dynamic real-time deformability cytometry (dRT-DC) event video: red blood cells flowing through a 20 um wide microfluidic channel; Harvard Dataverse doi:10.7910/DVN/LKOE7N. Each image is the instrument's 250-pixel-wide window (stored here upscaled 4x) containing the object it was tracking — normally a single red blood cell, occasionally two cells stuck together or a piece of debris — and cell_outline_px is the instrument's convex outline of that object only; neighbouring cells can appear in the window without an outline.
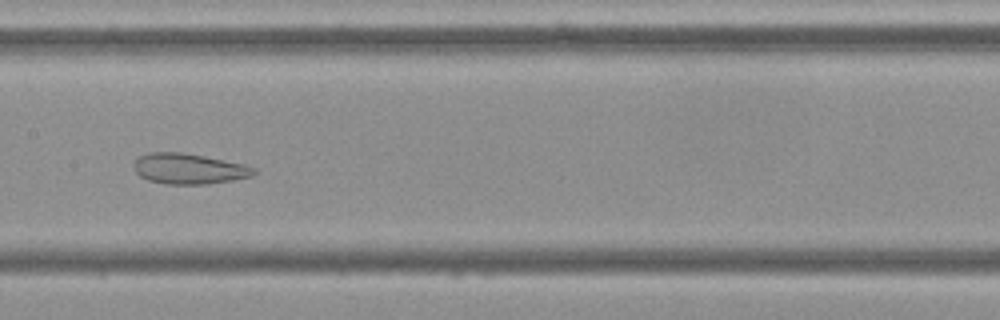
{"species": "Egyptian fruit bat (a non-hibernating species)", "species_latin": "Rousettus aegyptiacus", "temperature_condition": "cold", "stored_images_in_passage": 49, "camera_frame_rate_fps": 3000, "um_per_image_px": 0.085, "frame": {"image": 1, "passage_image": 22, "time_ms": 7.0, "image_size_px": [1000, 320], "cell_outline_px": [[256, 172], [252, 176], [232, 180], [208, 184], [164, 184], [148, 180], [140, 176], [132, 168], [132, 164], [140, 156], [148, 152], [180, 152], [204, 156], [244, 164], [256, 168]], "centroid_in_image_um": [16.03, 14.34], "position_along_channel_um": 191.4, "area_um2": 21.44}}
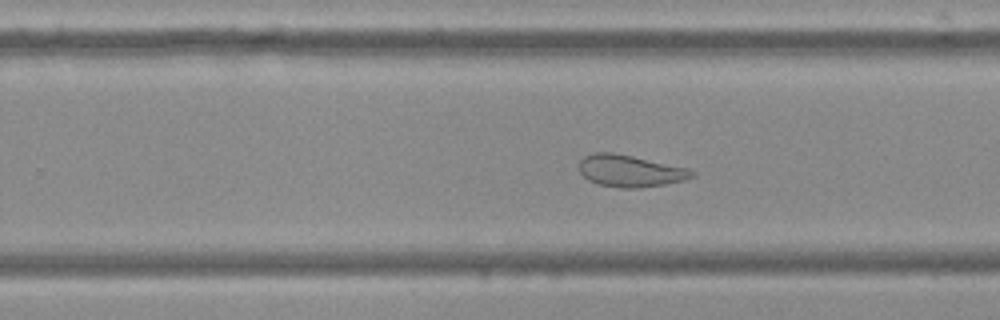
{"frame": {"image": 2, "passage_image": 29, "time_ms": 9.333, "image_size_px": [1000, 320], "cell_outline_px": [[696, 176], [684, 180], [664, 184], [640, 188], [620, 188], [596, 184], [588, 180], [580, 172], [580, 160], [584, 156], [592, 152], [612, 152], [632, 156], [688, 168], [696, 172]], "centroid_in_image_um": [53.56, 14.53], "position_along_channel_um": 276.2, "area_um2": 21.04}}
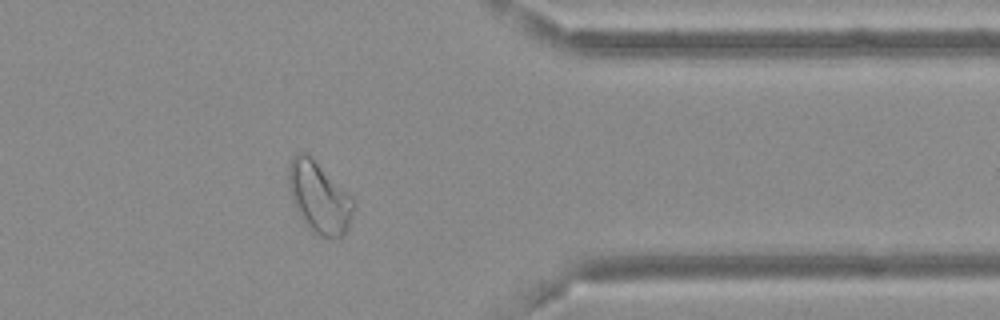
{"frame": {"image": 3, "passage_image": 39, "time_ms": 12.667, "image_size_px": [1000, 320], "cell_outline_px": [[356, 204], [348, 228], [344, 236], [320, 236], [312, 232], [304, 224], [292, 200], [288, 188], [288, 168], [292, 156], [296, 152], [304, 152], [312, 156], [356, 200]], "centroid_in_image_um": [27.13, 16.75], "position_along_channel_um": 384.3, "area_um2": 27.4}, "authors_computed_cell_mechanics": {"area_um2": 26.588, "velocity_mm_per_s": 3.6477, "shape_relaxation_time_tau1_ms": null, "shape_relaxation_time_tau2_ms": 1.9216, "deformation_change_tau1": null, "deformation_change_tau2": 0.093}}